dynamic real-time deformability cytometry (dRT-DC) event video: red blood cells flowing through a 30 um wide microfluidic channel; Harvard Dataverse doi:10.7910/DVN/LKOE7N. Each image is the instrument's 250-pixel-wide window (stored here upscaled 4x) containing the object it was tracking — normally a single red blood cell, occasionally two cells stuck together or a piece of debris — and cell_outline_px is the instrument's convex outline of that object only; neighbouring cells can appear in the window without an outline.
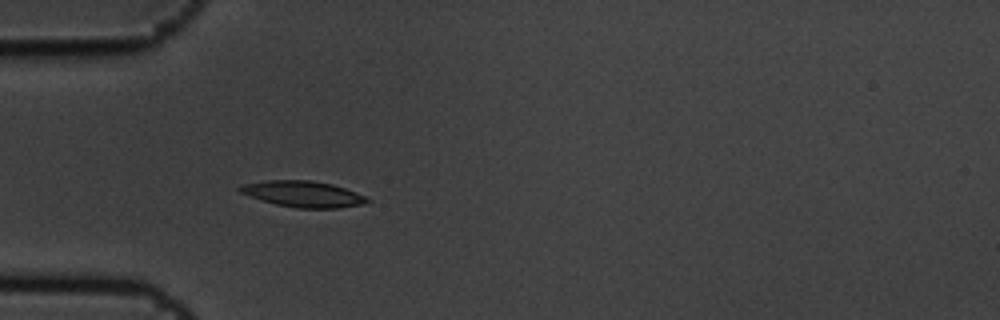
{"species": "common noctule bat (a hibernating species)", "species_latin": "Nyctalus noctula", "temperature_condition": "cold", "stored_images_in_passage": 6, "camera_frame_rate_fps": 3000, "um_per_image_px": 0.085, "animal": {"sex": "male", "body_mass_g": 19.5, "forearm_length_mm": 54.6}, "frame": {"image": 1, "passage_image": 6, "time_ms": 1.667, "image_size_px": [1000, 320], "cell_outline_px": [[372, 200], [364, 204], [336, 208], [296, 208], [276, 204], [240, 192], [236, 188], [244, 184], [268, 180], [312, 180], [332, 184], [368, 196]], "centroid_in_image_um": [25.83, 16.49], "position_along_channel_um": 59.2, "area_um2": 19.25}}